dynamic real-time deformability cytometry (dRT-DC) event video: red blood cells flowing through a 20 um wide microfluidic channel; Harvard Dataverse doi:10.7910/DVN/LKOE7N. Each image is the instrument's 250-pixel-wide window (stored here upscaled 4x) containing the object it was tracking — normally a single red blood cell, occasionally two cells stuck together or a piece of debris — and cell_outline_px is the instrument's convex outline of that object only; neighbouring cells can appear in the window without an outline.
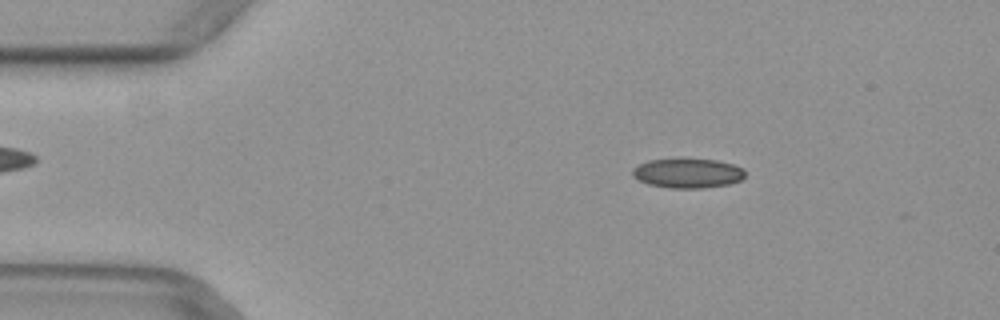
{"species": "common noctule bat (a hibernating species)", "species_latin": "Nyctalus noctula", "temperature_condition": "warm", "stored_images_in_passage": 14, "camera_frame_rate_fps": 3000, "um_per_image_px": 0.085, "animal": {"sex": "female", "body_mass_g": 29.2, "forearm_length_mm": 56.3}, "frame": {"image": 1, "passage_image": 8, "time_ms": 2.333, "image_size_px": [1000, 320], "cell_outline_px": [[744, 176], [740, 180], [728, 184], [704, 188], [668, 188], [648, 184], [632, 176], [632, 168], [648, 160], [680, 156], [716, 160], [732, 164], [744, 168]], "centroid_in_image_um": [58.42, 14.68], "position_along_channel_um": 26.6, "area_um2": 20.06}}